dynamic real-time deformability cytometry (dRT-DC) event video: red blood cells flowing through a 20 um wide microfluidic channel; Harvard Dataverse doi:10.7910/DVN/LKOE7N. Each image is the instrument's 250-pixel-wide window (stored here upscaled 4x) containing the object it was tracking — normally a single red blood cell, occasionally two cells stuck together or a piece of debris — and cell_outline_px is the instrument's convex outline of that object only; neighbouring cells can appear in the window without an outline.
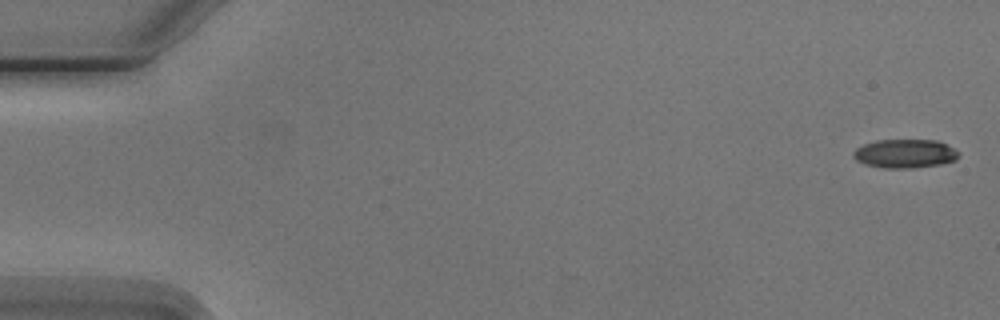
{"species": "Egyptian fruit bat (a non-hibernating species)", "species_latin": "Rousettus aegyptiacus", "temperature_condition": "cold", "stored_images_in_passage": 6, "camera_frame_rate_fps": 3000, "um_per_image_px": 0.085, "animal": {"sex": "male"}, "frame": {"image": 1, "passage_image": 1, "time_ms": 0.0, "image_size_px": [1000, 320], "cell_outline_px": [[960, 152], [956, 160], [940, 164], [912, 168], [884, 168], [864, 164], [856, 160], [852, 156], [852, 152], [856, 148], [864, 144], [876, 140], [936, 140], [948, 144], [956, 148]], "centroid_in_image_um": [76.93, 13.05], "position_along_channel_um": 8.1, "area_um2": 17.86}}
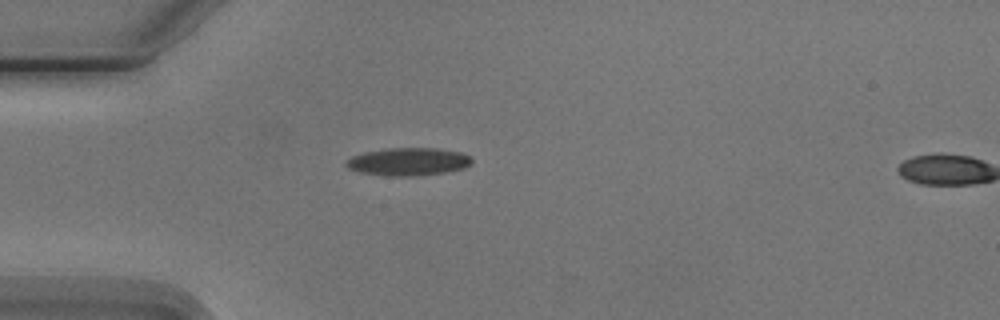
{"frame": {"image": 2, "passage_image": 5, "time_ms": 4.667, "image_size_px": [1000, 320], "cell_outline_px": [[472, 160], [464, 168], [444, 172], [420, 176], [384, 176], [360, 172], [348, 168], [344, 164], [352, 156], [364, 152], [388, 148], [436, 148], [460, 152], [472, 156]], "centroid_in_image_um": [34.69, 13.74], "position_along_channel_um": 50.3, "area_um2": 20.4}}